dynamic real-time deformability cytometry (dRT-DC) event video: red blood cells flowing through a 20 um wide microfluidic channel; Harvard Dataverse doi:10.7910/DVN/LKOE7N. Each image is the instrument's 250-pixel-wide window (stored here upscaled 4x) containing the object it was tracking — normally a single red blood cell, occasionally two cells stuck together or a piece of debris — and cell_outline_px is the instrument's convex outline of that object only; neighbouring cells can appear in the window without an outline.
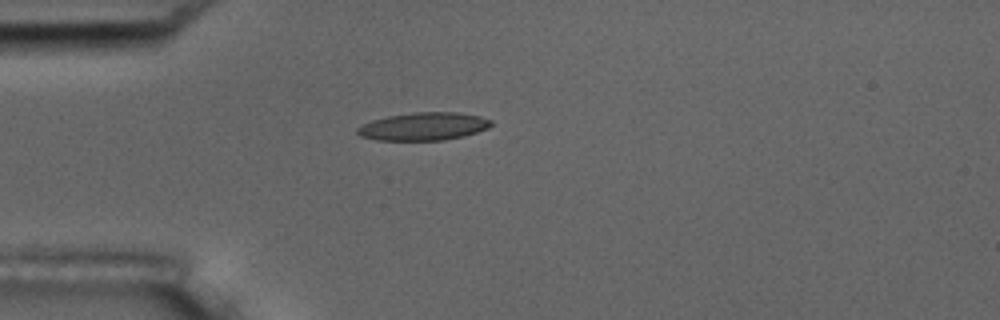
{"species": "common noctule bat (a hibernating species)", "species_latin": "Nyctalus noctula", "temperature_condition": "room temperature", "stored_images_in_passage": 2, "camera_frame_rate_fps": 3000, "um_per_image_px": 0.085, "animal": {"sex": "male", "body_mass_g": 17.5, "forearm_length_mm": 52.3}, "frame": {"image": 1, "passage_image": 1, "time_ms": 0.0, "image_size_px": [1000, 320], "cell_outline_px": [[492, 124], [488, 128], [464, 136], [444, 140], [376, 140], [360, 136], [356, 132], [356, 128], [372, 120], [388, 116], [412, 112], [456, 112], [480, 116], [492, 120]], "centroid_in_image_um": [36.0, 10.74], "position_along_channel_um": 49.0, "area_um2": 21.73}}